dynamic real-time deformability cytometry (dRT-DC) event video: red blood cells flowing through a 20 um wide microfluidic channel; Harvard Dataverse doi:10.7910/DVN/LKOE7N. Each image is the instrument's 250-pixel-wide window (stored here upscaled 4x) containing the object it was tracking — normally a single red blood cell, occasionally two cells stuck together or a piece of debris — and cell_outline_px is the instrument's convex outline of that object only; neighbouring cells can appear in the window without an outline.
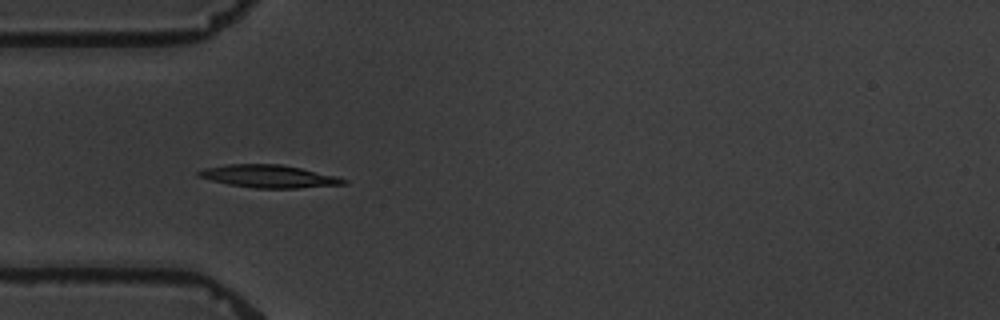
{"species": "common noctule bat (a hibernating species)", "species_latin": "Nyctalus noctula", "temperature_condition": "warm", "stored_images_in_passage": 6, "camera_frame_rate_fps": 3000, "um_per_image_px": 0.085, "animal": {"sex": "male", "body_mass_g": 19.5, "forearm_length_mm": 54.6}, "frame": {"image": 1, "passage_image": 5, "time_ms": 4.667, "image_size_px": [1000, 320], "cell_outline_px": [[348, 184], [296, 188], [252, 188], [228, 184], [196, 176], [196, 172], [204, 168], [228, 164], [280, 164], [300, 168], [336, 176], [348, 180]], "centroid_in_image_um": [22.84, 14.99], "position_along_channel_um": 62.2, "area_um2": 19.13}}
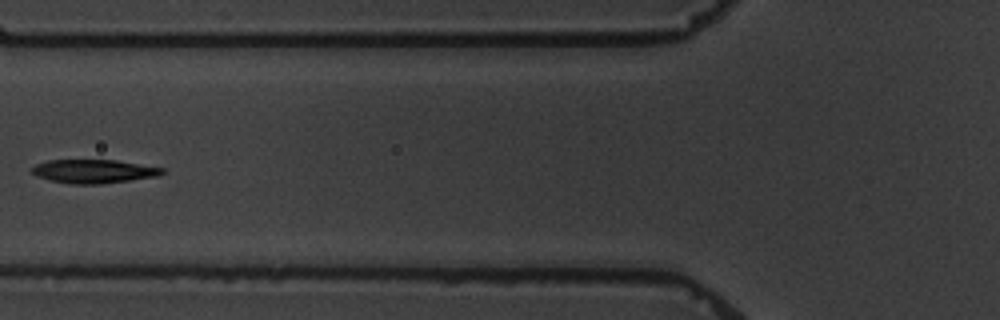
{"frame": {"image": 2, "passage_image": 6, "time_ms": 6.333, "image_size_px": [1000, 320], "cell_outline_px": [[164, 172], [160, 176], [100, 184], [72, 184], [52, 180], [36, 176], [32, 172], [32, 168], [36, 164], [48, 160], [116, 160], [164, 168]], "centroid_in_image_um": [7.99, 14.56], "position_along_channel_um": 117.8, "area_um2": 17.86}}